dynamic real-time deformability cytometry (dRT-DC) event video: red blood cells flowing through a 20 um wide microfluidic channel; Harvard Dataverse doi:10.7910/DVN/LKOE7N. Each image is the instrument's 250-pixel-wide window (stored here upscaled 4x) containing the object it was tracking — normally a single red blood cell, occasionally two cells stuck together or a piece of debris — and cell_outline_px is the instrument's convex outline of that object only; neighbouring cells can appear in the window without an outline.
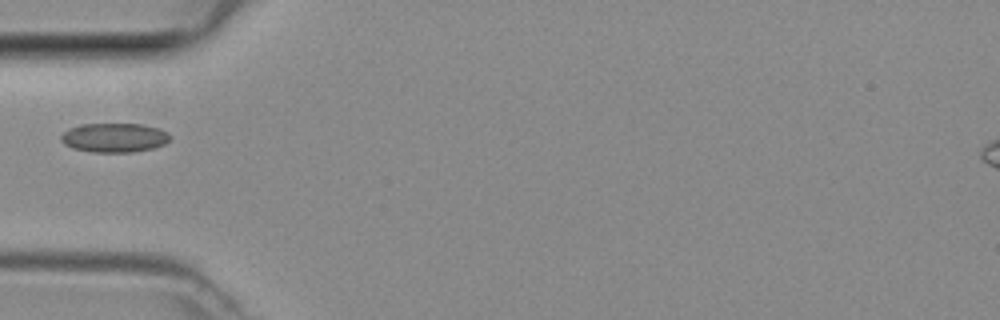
{"species": "common noctule bat (a hibernating species)", "species_latin": "Nyctalus noctula", "temperature_condition": "room temperature", "stored_images_in_passage": 33, "camera_frame_rate_fps": 3000, "um_per_image_px": 0.085, "animal": {"sex": "female", "body_mass_g": 29.2, "forearm_length_mm": 56.3}, "frame": {"image": 1, "passage_image": 1, "time_ms": 0.0, "image_size_px": [1000, 320], "cell_outline_px": [[172, 136], [164, 144], [152, 148], [132, 152], [92, 152], [72, 148], [64, 144], [60, 140], [60, 136], [68, 128], [80, 124], [144, 124], [160, 128], [168, 132]], "centroid_in_image_um": [9.71, 11.69], "position_along_channel_um": 75.3, "area_um2": 18.73}}
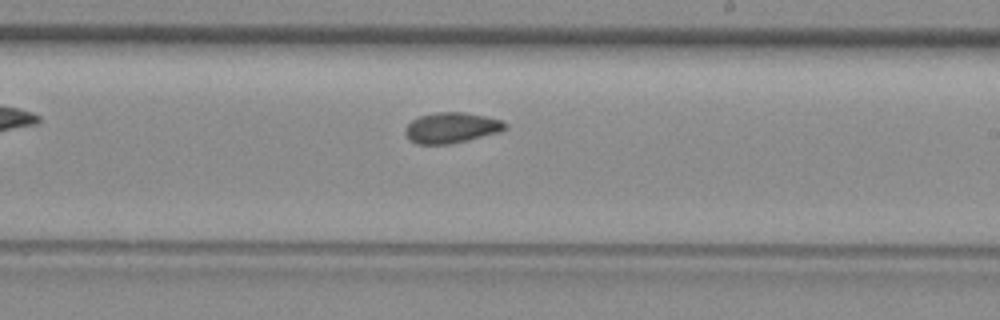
{"frame": {"image": 2, "passage_image": 13, "time_ms": 4.0, "image_size_px": [1000, 320], "cell_outline_px": [[508, 128], [500, 132], [448, 144], [416, 144], [404, 132], [408, 124], [412, 120], [420, 116], [436, 112], [464, 112], [484, 116], [500, 120], [508, 124]], "centroid_in_image_um": [38.39, 10.85], "position_along_channel_um": 250.6, "area_um2": 17.57}}
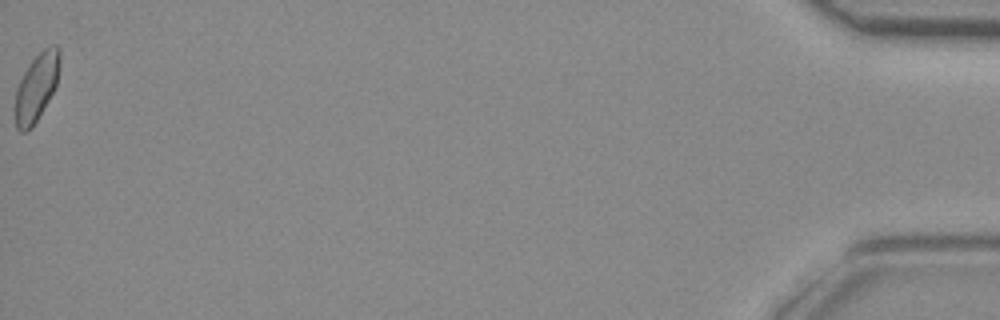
{"frame": {"image": 3, "passage_image": 33, "time_ms": 10.667, "image_size_px": [1000, 320], "cell_outline_px": [[60, 68], [56, 88], [32, 128], [28, 132], [20, 132], [16, 128], [16, 88], [24, 72], [32, 60], [44, 48], [52, 44], [56, 44], [60, 48]], "centroid_in_image_um": [3.14, 7.4], "position_along_channel_um": 432.1, "area_um2": 17.74}}